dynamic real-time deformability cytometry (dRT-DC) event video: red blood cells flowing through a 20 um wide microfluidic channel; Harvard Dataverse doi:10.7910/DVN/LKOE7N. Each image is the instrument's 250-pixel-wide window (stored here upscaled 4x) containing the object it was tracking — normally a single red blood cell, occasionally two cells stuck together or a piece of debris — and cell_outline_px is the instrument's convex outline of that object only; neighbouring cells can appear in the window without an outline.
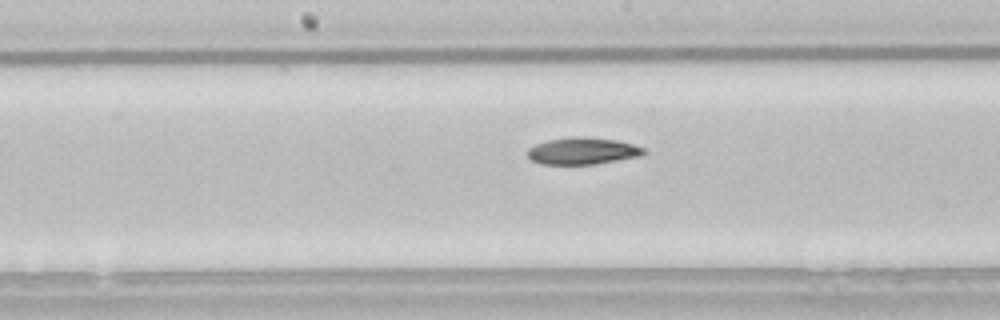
{"species": "common noctule bat (a hibernating species)", "species_latin": "Nyctalus noctula", "temperature_condition": "room temperature", "stored_images_in_passage": 28, "camera_frame_rate_fps": 3000, "um_per_image_px": 0.085, "animal": {"sex": "male", "body_mass_g": 21.5, "forearm_length_mm": 52.0}, "frame": {"image": 1, "passage_image": 13, "time_ms": 4.0, "image_size_px": [1000, 320], "cell_outline_px": [[648, 152], [640, 156], [596, 164], [540, 164], [532, 160], [528, 156], [528, 148], [536, 144], [548, 140], [572, 136], [584, 136], [616, 140], [632, 144], [644, 148]], "centroid_in_image_um": [49.53, 12.83], "position_along_channel_um": 198.7, "area_um2": 18.26}}